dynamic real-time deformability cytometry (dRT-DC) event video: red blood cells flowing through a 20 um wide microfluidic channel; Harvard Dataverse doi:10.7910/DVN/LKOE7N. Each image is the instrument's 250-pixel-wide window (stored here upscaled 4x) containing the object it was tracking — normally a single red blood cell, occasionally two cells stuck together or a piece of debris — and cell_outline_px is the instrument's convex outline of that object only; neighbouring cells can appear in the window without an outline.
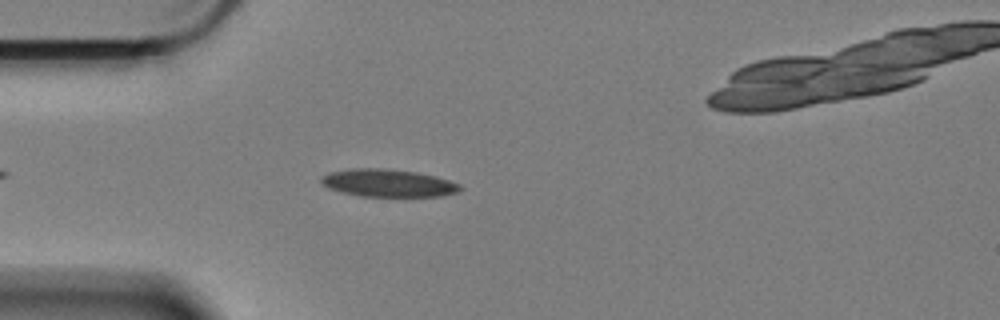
{"species": "Egyptian fruit bat (a non-hibernating species)", "species_latin": "Rousettus aegyptiacus", "temperature_condition": "cold", "stored_images_in_passage": 51, "camera_frame_rate_fps": 3000, "um_per_image_px": 0.085, "animal": {"sex": "female"}, "frame": {"image": 1, "passage_image": 7, "time_ms": 2.0, "image_size_px": [1000, 320], "cell_outline_px": [[464, 188], [460, 192], [440, 196], [360, 196], [340, 192], [328, 188], [320, 180], [328, 172], [352, 168], [384, 168], [416, 172], [448, 180], [460, 184]], "centroid_in_image_um": [33.0, 15.56], "position_along_channel_um": 52.0, "area_um2": 22.31}}
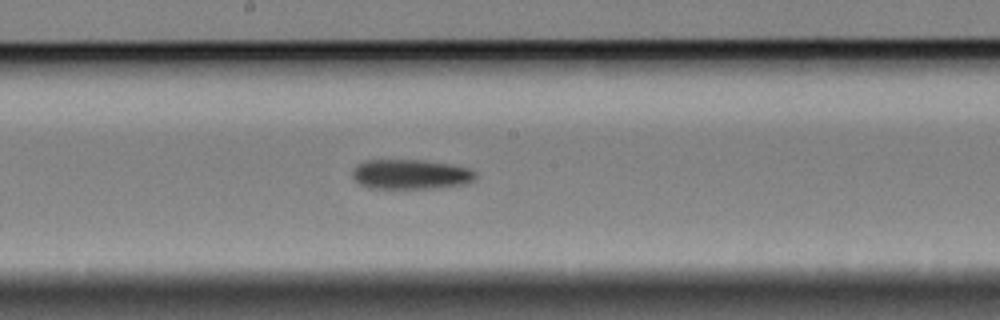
{"frame": {"image": 2, "passage_image": 22, "time_ms": 7.0, "image_size_px": [1000, 320], "cell_outline_px": [[476, 176], [472, 180], [464, 184], [436, 188], [368, 188], [360, 184], [352, 176], [352, 168], [356, 164], [364, 160], [420, 160], [452, 164], [468, 168], [476, 172]], "centroid_in_image_um": [34.87, 14.81], "position_along_channel_um": 213.3, "area_um2": 21.44}}
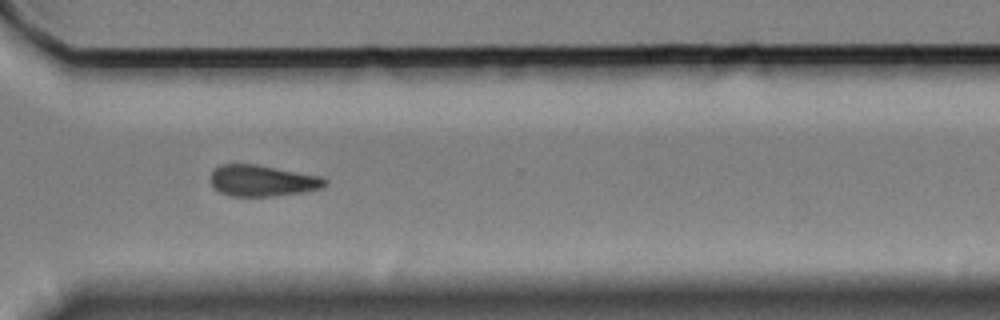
{"frame": {"image": 3, "passage_image": 34, "time_ms": 11.0, "image_size_px": [1000, 320], "cell_outline_px": [[328, 180], [320, 188], [304, 192], [272, 196], [232, 196], [220, 192], [212, 184], [212, 172], [220, 164], [256, 164], [320, 176]], "centroid_in_image_um": [22.31, 15.35], "position_along_channel_um": 348.3, "area_um2": 20.52}}